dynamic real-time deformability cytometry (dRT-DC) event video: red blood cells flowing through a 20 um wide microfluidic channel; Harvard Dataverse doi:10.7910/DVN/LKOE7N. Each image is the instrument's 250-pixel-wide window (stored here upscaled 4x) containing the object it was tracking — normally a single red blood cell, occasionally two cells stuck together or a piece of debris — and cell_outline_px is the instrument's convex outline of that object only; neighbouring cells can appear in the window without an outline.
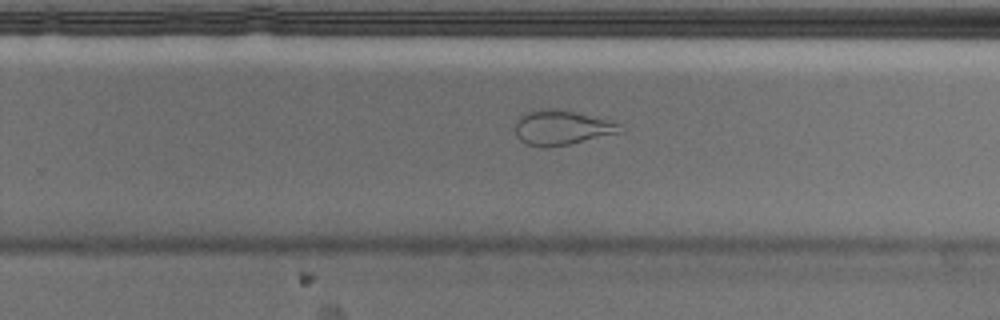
{"species": "Egyptian fruit bat (a non-hibernating species)", "species_latin": "Rousettus aegyptiacus", "temperature_condition": "cold", "stored_images_in_passage": 48, "camera_frame_rate_fps": 3000, "um_per_image_px": 0.085, "animal": {"sex": "male"}, "frame": {"image": 1, "passage_image": 28, "time_ms": 9.0, "image_size_px": [1000, 320], "cell_outline_px": [[620, 132], [568, 144], [548, 148], [544, 148], [528, 144], [520, 140], [516, 136], [516, 116], [524, 112], [540, 108], [556, 108], [608, 120], [620, 124]], "centroid_in_image_um": [47.64, 10.83], "position_along_channel_um": 282.2, "area_um2": 21.1}, "authors_computed_cell_mechanics": {"area_um2": 25.3742, "velocity_mm_per_s": 3.6965, "shape_relaxation_time_tau1_ms": null, "shape_relaxation_time_tau2_ms": 1.181, "deformation_change_tau1": null, "deformation_change_tau2": 0.0741}}